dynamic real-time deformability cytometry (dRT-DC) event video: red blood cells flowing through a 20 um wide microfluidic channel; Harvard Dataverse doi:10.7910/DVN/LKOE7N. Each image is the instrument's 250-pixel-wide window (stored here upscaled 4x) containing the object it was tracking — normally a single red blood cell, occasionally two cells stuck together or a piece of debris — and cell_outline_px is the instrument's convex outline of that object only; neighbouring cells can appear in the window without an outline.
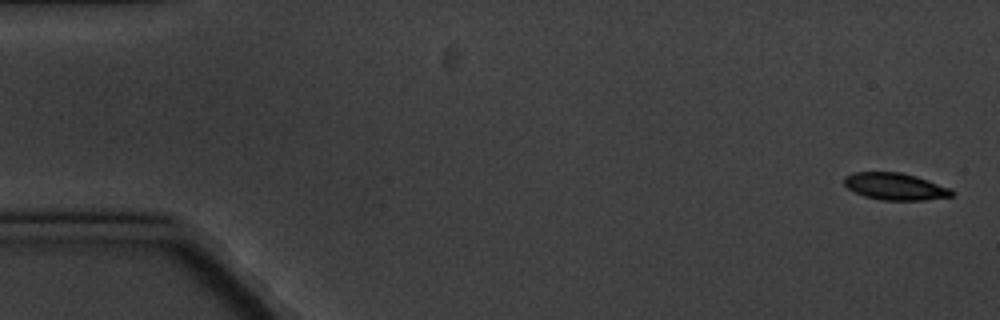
{"species": "common noctule bat (a hibernating species)", "species_latin": "Nyctalus noctula", "temperature_condition": "cold", "stored_images_in_passage": 5, "camera_frame_rate_fps": 3000, "um_per_image_px": 0.085, "animal": {"sex": "male", "body_mass_g": 20.1, "forearm_length_mm": 53.5}, "frame": {"image": 1, "passage_image": 1, "time_ms": 0.0, "image_size_px": [1000, 320], "cell_outline_px": [[952, 196], [924, 200], [880, 200], [864, 196], [848, 188], [844, 184], [844, 176], [852, 172], [900, 172], [916, 176], [952, 188]], "centroid_in_image_um": [76.08, 15.84], "position_along_channel_um": 8.9, "area_um2": 16.94}}
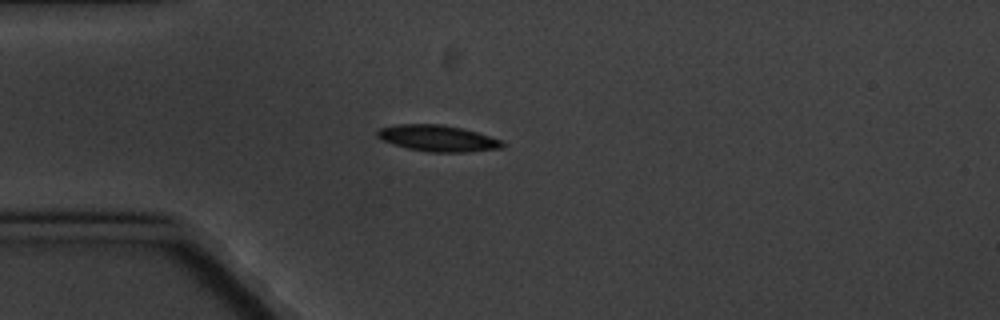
{"frame": {"image": 2, "passage_image": 5, "time_ms": 4.667, "image_size_px": [1000, 320], "cell_outline_px": [[504, 144], [500, 148], [468, 152], [428, 152], [408, 148], [380, 140], [376, 136], [376, 132], [380, 128], [396, 124], [440, 124], [460, 128], [476, 132], [500, 140]], "centroid_in_image_um": [37.14, 11.75], "position_along_channel_um": 47.9, "area_um2": 18.96}}